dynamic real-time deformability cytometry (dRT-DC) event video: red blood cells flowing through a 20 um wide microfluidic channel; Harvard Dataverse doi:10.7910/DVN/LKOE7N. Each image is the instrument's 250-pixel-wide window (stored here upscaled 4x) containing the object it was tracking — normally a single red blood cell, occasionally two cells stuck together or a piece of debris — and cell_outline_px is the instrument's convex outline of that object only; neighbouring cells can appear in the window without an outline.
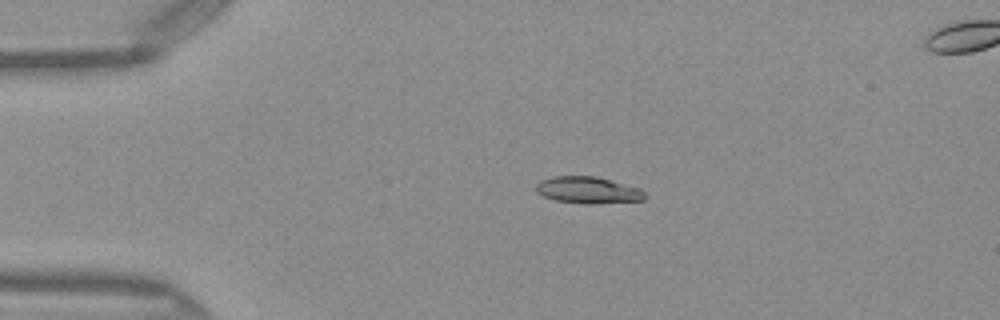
{"species": "Egyptian fruit bat (a non-hibernating species)", "species_latin": "Rousettus aegyptiacus", "temperature_condition": "warm", "stored_images_in_passage": 40, "camera_frame_rate_fps": 3000, "um_per_image_px": 0.085, "frame": {"image": 1, "passage_image": 1, "time_ms": 0.0, "image_size_px": [1000, 320], "cell_outline_px": [[644, 200], [592, 204], [584, 204], [556, 200], [544, 196], [536, 192], [536, 184], [540, 180], [552, 176], [596, 176], [640, 188], [644, 192]], "centroid_in_image_um": [49.96, 16.15], "position_along_channel_um": 35.0, "area_um2": 16.94}}
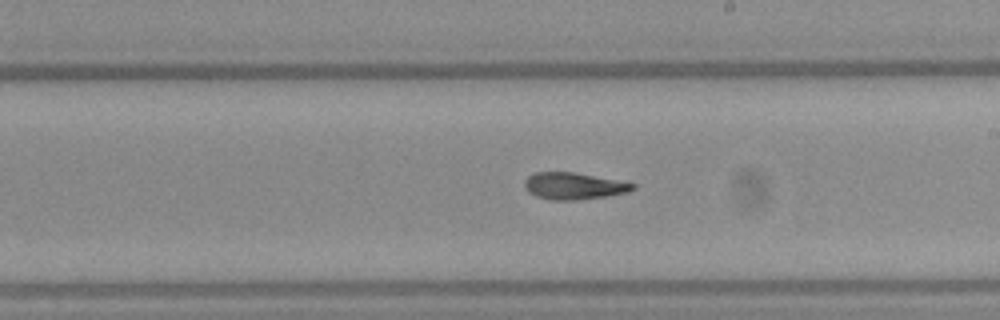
{"frame": {"image": 2, "passage_image": 19, "time_ms": 6.0, "image_size_px": [1000, 320], "cell_outline_px": [[636, 188], [628, 192], [608, 196], [576, 200], [552, 200], [536, 196], [528, 192], [524, 188], [524, 180], [528, 176], [536, 172], [572, 172], [616, 180], [636, 184]], "centroid_in_image_um": [48.74, 15.81], "position_along_channel_um": 240.3, "area_um2": 16.88}}
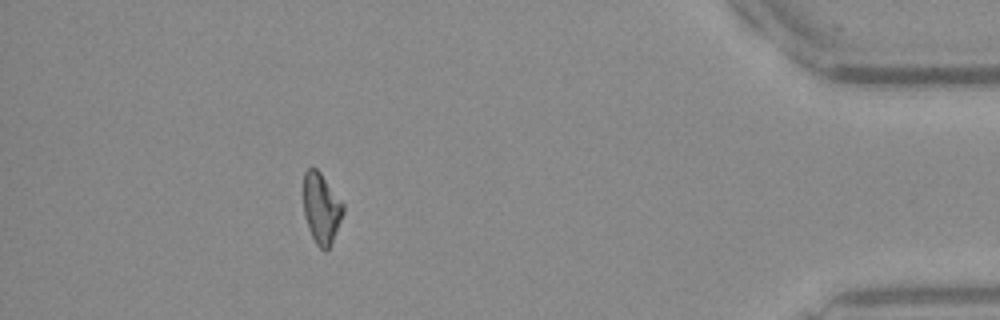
{"frame": {"image": 3, "passage_image": 35, "time_ms": 11.333, "image_size_px": [1000, 320], "cell_outline_px": [[344, 212], [332, 244], [324, 252], [316, 244], [308, 228], [304, 216], [304, 172], [308, 168], [316, 168], [320, 172], [344, 204]], "centroid_in_image_um": [27.32, 17.73], "position_along_channel_um": 407.9, "area_um2": 16.36}, "authors_computed_cell_mechanics": {"area_um2": 17.0221, "velocity_mm_per_s": 4.1131, "shape_relaxation_time_tau1_ms": 6.4255, "shape_relaxation_time_tau2_ms": 6.6888, "deformation_change_tau1": 0.1829, "deformation_change_tau2": 0.1172}}